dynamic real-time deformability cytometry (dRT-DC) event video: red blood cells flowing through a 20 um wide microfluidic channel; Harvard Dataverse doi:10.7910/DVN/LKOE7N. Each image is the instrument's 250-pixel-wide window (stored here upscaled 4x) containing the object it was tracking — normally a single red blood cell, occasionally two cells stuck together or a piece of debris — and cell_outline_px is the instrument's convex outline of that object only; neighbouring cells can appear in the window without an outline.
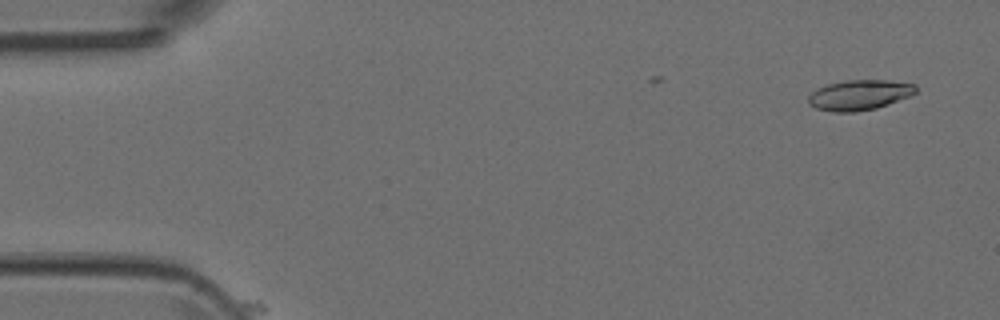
{"species": "Egyptian fruit bat (a non-hibernating species)", "species_latin": "Rousettus aegyptiacus", "temperature_condition": "room temperature", "stored_images_in_passage": 2, "camera_frame_rate_fps": 3000, "um_per_image_px": 0.085, "animal": {"sex": "female"}, "frame": {"image": 1, "passage_image": 1, "time_ms": 0.0, "image_size_px": [1000, 320], "cell_outline_px": [[916, 92], [912, 96], [876, 108], [856, 112], [832, 112], [816, 108], [808, 104], [808, 96], [816, 88], [828, 84], [848, 80], [888, 80], [916, 84]], "centroid_in_image_um": [73.05, 8.07], "position_along_channel_um": 11.9, "area_um2": 19.07}}